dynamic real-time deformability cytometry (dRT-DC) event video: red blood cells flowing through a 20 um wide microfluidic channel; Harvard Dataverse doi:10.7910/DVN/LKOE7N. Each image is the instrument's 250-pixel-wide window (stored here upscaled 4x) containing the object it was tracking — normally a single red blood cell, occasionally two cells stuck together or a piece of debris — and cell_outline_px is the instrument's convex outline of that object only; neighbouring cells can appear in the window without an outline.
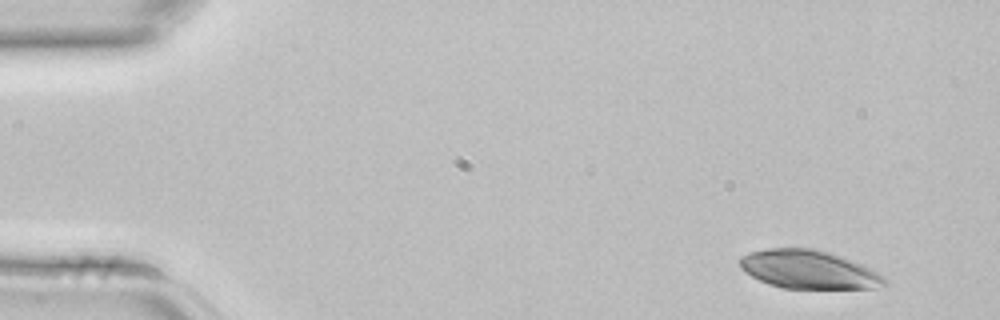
{"species": "common noctule bat (a hibernating species)", "species_latin": "Nyctalus noctula", "temperature_condition": "room temperature", "stored_images_in_passage": 4, "camera_frame_rate_fps": 3000, "um_per_image_px": 0.085, "animal": {"sex": "female", "body_mass_g": 22.7, "forearm_length_mm": 54.2}, "frame": {"image": 1, "passage_image": 1, "time_ms": 0.0, "image_size_px": [1000, 320], "cell_outline_px": [[888, 284], [872, 288], [784, 288], [768, 284], [752, 276], [740, 268], [740, 256], [748, 252], [768, 248], [812, 248], [828, 252], [840, 256], [860, 264], [884, 276], [888, 280]], "centroid_in_image_um": [68.71, 22.9], "position_along_channel_um": 16.3, "area_um2": 32.19}}
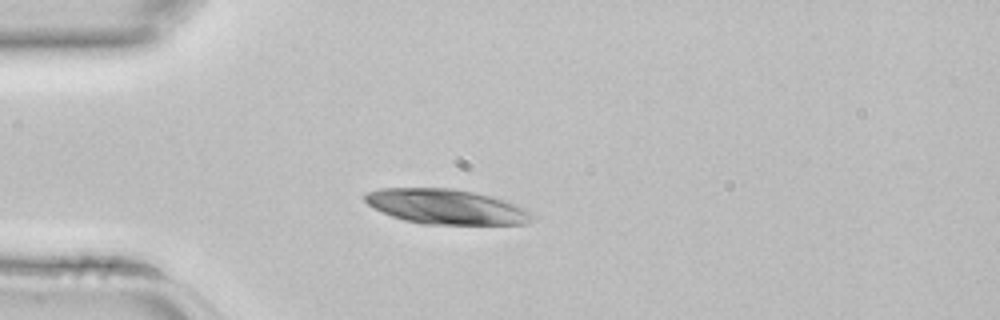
{"frame": {"image": 2, "passage_image": 3, "time_ms": 0.667, "image_size_px": [1000, 320], "cell_outline_px": [[536, 216], [528, 224], [420, 224], [404, 220], [392, 216], [372, 208], [364, 200], [364, 196], [368, 192], [380, 188], [452, 188], [472, 192], [504, 200], [528, 208]], "centroid_in_image_um": [37.95, 17.58], "position_along_channel_um": 47.0, "area_um2": 34.22}}